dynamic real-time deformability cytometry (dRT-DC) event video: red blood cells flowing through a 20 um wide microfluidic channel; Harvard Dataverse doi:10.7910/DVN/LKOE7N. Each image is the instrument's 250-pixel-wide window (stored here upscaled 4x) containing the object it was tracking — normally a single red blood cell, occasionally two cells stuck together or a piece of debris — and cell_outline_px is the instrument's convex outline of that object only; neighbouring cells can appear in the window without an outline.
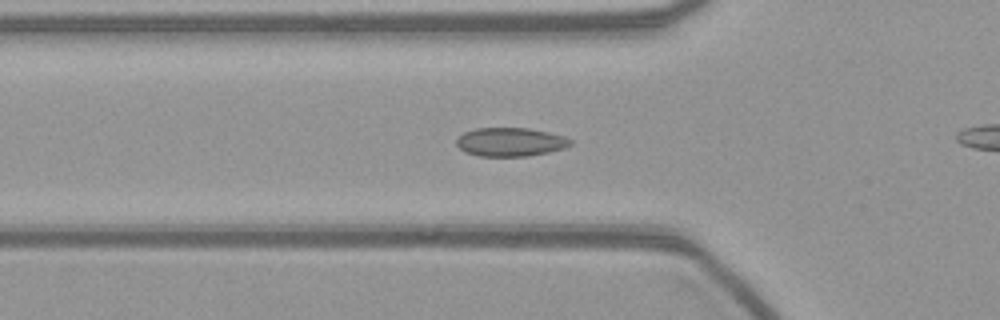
{"species": "common noctule bat (a hibernating species)", "species_latin": "Nyctalus noctula", "temperature_condition": "warm", "stored_images_in_passage": 28, "camera_frame_rate_fps": 3000, "um_per_image_px": 0.085, "animal": {"sex": "female", "body_mass_g": 21.9}, "frame": {"image": 1, "passage_image": 2, "time_ms": 0.333, "image_size_px": [1000, 320], "cell_outline_px": [[572, 144], [564, 148], [548, 152], [528, 156], [480, 156], [464, 152], [456, 144], [456, 140], [464, 132], [476, 128], [528, 128], [548, 132], [564, 136], [572, 140]], "centroid_in_image_um": [43.38, 12.07], "position_along_channel_um": 82.4, "area_um2": 19.02}}
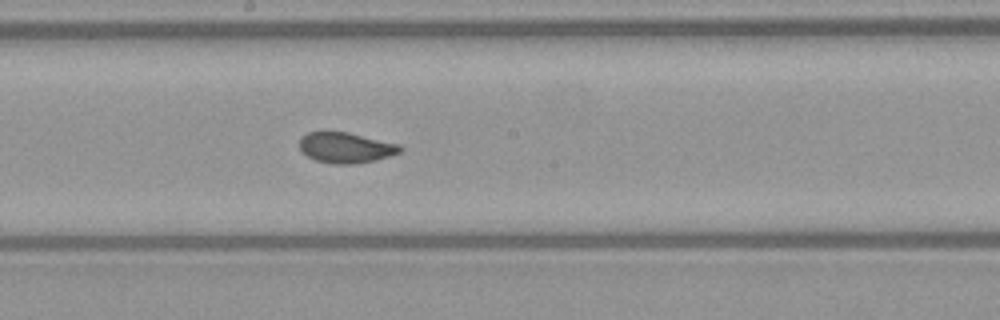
{"frame": {"image": 2, "passage_image": 13, "time_ms": 4.0, "image_size_px": [1000, 320], "cell_outline_px": [[404, 148], [400, 152], [376, 160], [352, 164], [332, 164], [316, 160], [308, 156], [300, 148], [300, 136], [308, 132], [348, 132], [400, 144]], "centroid_in_image_um": [29.41, 12.55], "position_along_channel_um": 218.8, "area_um2": 17.86}}
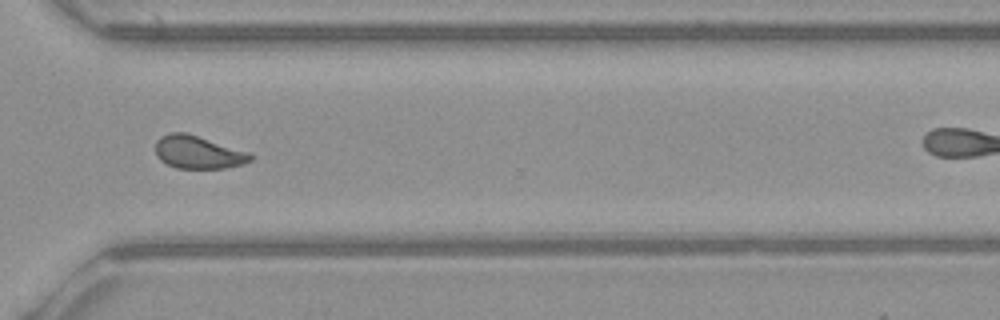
{"frame": {"image": 3, "passage_image": 24, "time_ms": 7.667, "image_size_px": [1000, 320], "cell_outline_px": [[256, 156], [252, 160], [244, 164], [224, 168], [176, 168], [160, 160], [156, 156], [156, 140], [160, 136], [168, 132], [184, 132], [252, 152]], "centroid_in_image_um": [16.88, 12.93], "position_along_channel_um": 353.7, "area_um2": 18.5}}